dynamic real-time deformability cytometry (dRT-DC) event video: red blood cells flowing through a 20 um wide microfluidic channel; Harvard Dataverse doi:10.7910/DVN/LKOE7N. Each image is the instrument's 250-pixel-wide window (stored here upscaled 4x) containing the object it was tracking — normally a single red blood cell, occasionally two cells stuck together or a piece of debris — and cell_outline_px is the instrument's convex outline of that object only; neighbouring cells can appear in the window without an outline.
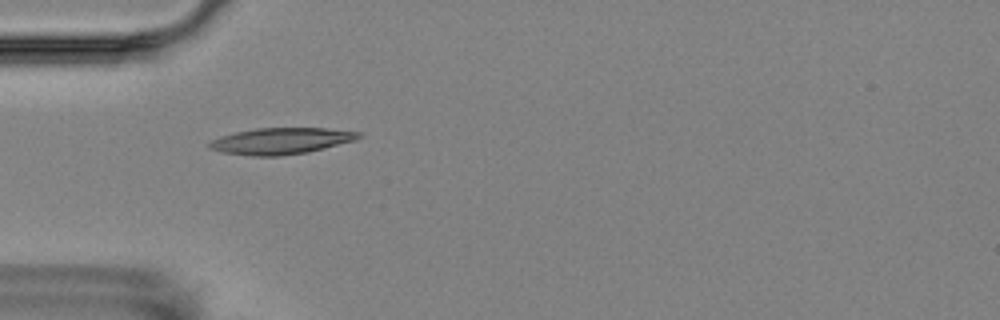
{"species": "Egyptian fruit bat (a non-hibernating species)", "species_latin": "Rousettus aegyptiacus", "temperature_condition": "room temperature", "stored_images_in_passage": 4, "camera_frame_rate_fps": 3000, "um_per_image_px": 0.085, "animal": {"sex": "female"}, "frame": {"image": 1, "passage_image": 1, "time_ms": 0.0, "image_size_px": [1000, 320], "cell_outline_px": [[364, 136], [356, 140], [308, 152], [280, 156], [252, 156], [224, 152], [208, 148], [208, 144], [212, 140], [220, 136], [236, 132], [256, 128], [324, 128], [360, 132]], "centroid_in_image_um": [23.91, 11.98], "position_along_channel_um": 61.1, "area_um2": 22.89}}
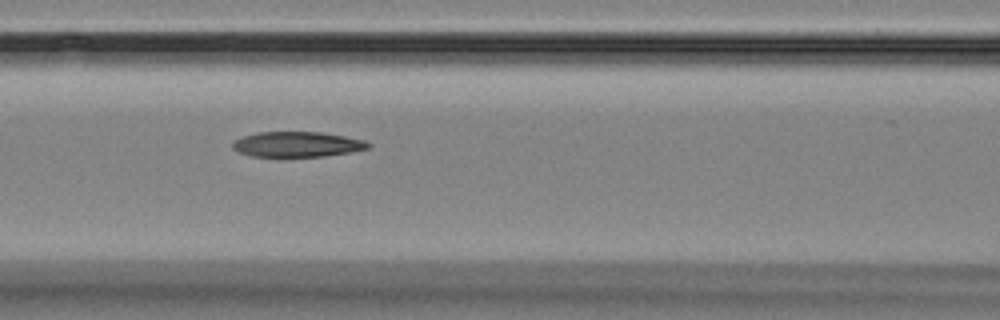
{"frame": {"image": 2, "passage_image": 3, "time_ms": 2.333, "image_size_px": [1000, 320], "cell_outline_px": [[372, 144], [368, 148], [348, 152], [324, 156], [252, 156], [240, 152], [232, 148], [232, 140], [244, 136], [260, 132], [320, 132], [344, 136], [364, 140]], "centroid_in_image_um": [25.24, 12.26], "position_along_channel_um": 141.4, "area_um2": 19.71}}
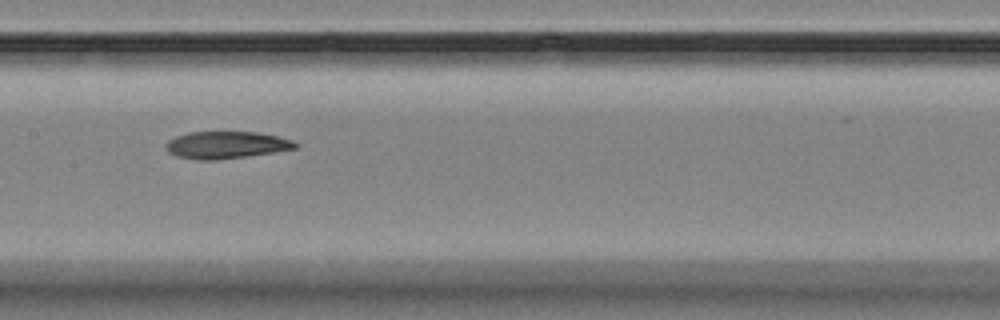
{"frame": {"image": 3, "passage_image": 4, "time_ms": 3.667, "image_size_px": [1000, 320], "cell_outline_px": [[300, 144], [296, 148], [272, 152], [244, 156], [212, 160], [200, 160], [176, 156], [168, 152], [164, 144], [168, 140], [176, 136], [188, 132], [260, 132], [292, 140]], "centroid_in_image_um": [19.2, 12.31], "position_along_channel_um": 188.2, "area_um2": 20.35}}